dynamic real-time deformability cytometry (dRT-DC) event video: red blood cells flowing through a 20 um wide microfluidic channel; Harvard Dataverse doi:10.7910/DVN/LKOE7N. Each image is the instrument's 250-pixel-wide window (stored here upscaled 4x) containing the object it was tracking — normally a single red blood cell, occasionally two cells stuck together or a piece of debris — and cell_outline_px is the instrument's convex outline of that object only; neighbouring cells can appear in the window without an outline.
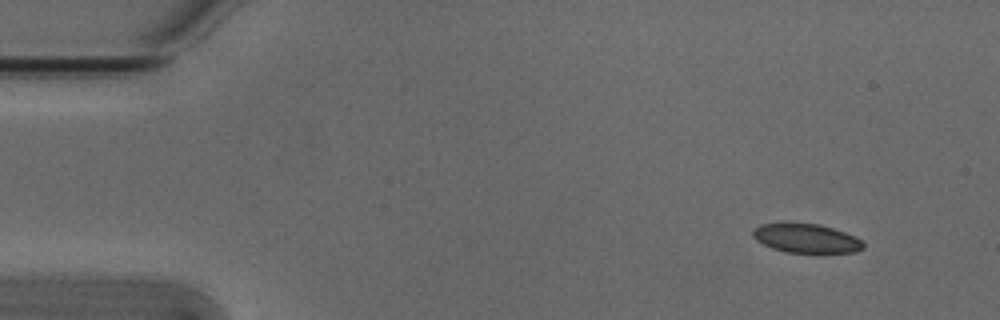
{"species": "Egyptian fruit bat (a non-hibernating species)", "species_latin": "Rousettus aegyptiacus", "temperature_condition": "cold", "stored_images_in_passage": 3, "camera_frame_rate_fps": 3000, "um_per_image_px": 0.085, "animal": {"sex": "male"}, "frame": {"image": 1, "passage_image": 1, "time_ms": 0.0, "image_size_px": [1000, 320], "cell_outline_px": [[864, 248], [856, 252], [824, 256], [812, 256], [784, 252], [772, 248], [756, 240], [752, 236], [752, 228], [760, 224], [780, 220], [788, 220], [820, 224], [856, 236], [864, 244]], "centroid_in_image_um": [68.51, 20.27], "position_along_channel_um": 16.5, "area_um2": 20.63}}